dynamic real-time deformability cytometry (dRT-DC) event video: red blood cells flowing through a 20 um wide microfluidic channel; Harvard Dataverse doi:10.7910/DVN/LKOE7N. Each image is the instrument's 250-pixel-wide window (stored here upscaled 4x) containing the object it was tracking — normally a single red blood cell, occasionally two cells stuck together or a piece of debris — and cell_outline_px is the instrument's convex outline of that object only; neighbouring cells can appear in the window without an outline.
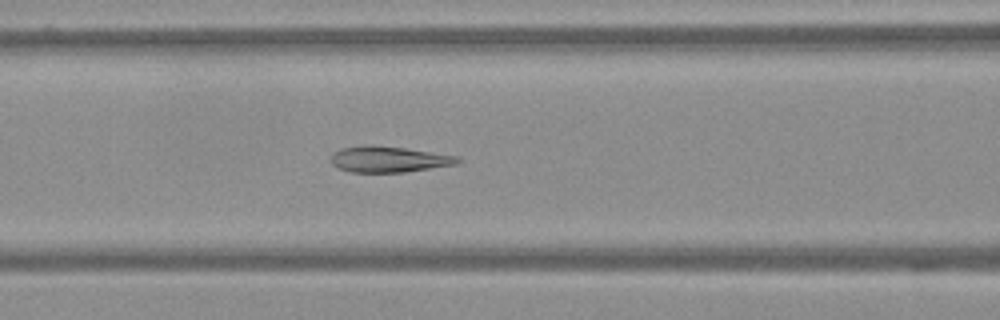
{"species": "Egyptian fruit bat (a non-hibernating species)", "species_latin": "Rousettus aegyptiacus", "temperature_condition": "warm", "stored_images_in_passage": 45, "camera_frame_rate_fps": 3000, "um_per_image_px": 0.085, "frame": {"image": 1, "passage_image": 10, "time_ms": 3.0, "image_size_px": [1000, 320], "cell_outline_px": [[460, 160], [456, 164], [404, 172], [352, 172], [336, 168], [332, 164], [332, 152], [340, 148], [368, 144], [372, 144], [404, 148], [456, 156]], "centroid_in_image_um": [32.96, 13.53], "position_along_channel_um": 133.6, "area_um2": 19.07}}
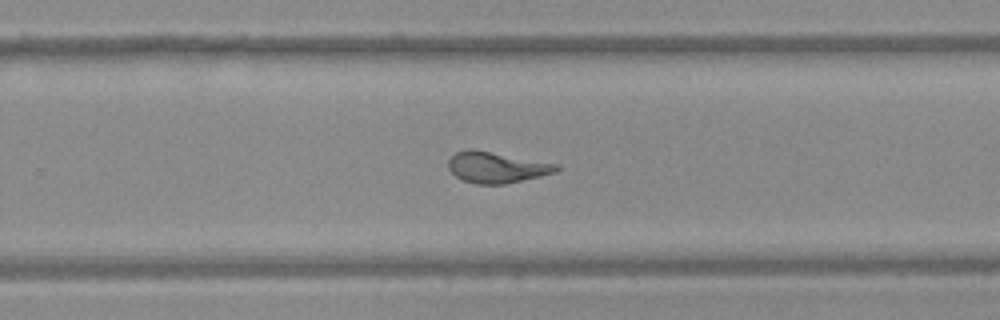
{"frame": {"image": 2, "passage_image": 24, "time_ms": 7.667, "image_size_px": [1000, 320], "cell_outline_px": [[560, 168], [556, 172], [540, 176], [504, 184], [476, 184], [464, 180], [456, 176], [448, 168], [448, 160], [456, 152], [472, 148], [556, 164]], "centroid_in_image_um": [42.17, 14.22], "position_along_channel_um": 287.6, "area_um2": 19.25}}
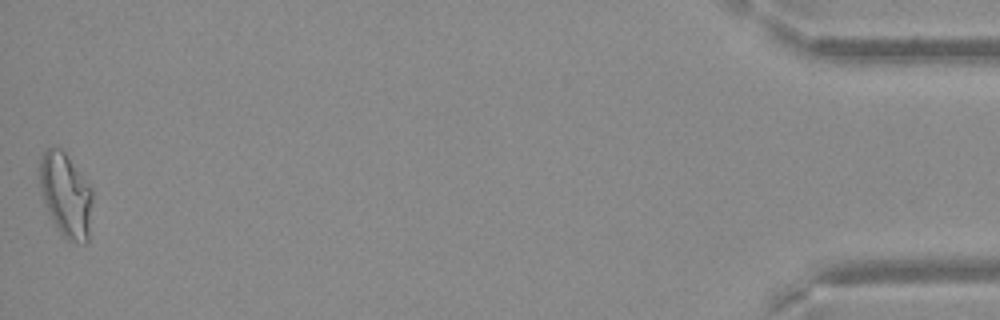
{"frame": {"image": 3, "passage_image": 45, "time_ms": 14.667, "image_size_px": [1000, 320], "cell_outline_px": [[92, 200], [88, 240], [84, 244], [68, 240], [60, 236], [44, 204], [40, 184], [40, 156], [48, 148], [60, 148], [64, 152], [92, 188]], "centroid_in_image_um": [5.59, 16.62], "position_along_channel_um": 429.6, "area_um2": 25.78}}